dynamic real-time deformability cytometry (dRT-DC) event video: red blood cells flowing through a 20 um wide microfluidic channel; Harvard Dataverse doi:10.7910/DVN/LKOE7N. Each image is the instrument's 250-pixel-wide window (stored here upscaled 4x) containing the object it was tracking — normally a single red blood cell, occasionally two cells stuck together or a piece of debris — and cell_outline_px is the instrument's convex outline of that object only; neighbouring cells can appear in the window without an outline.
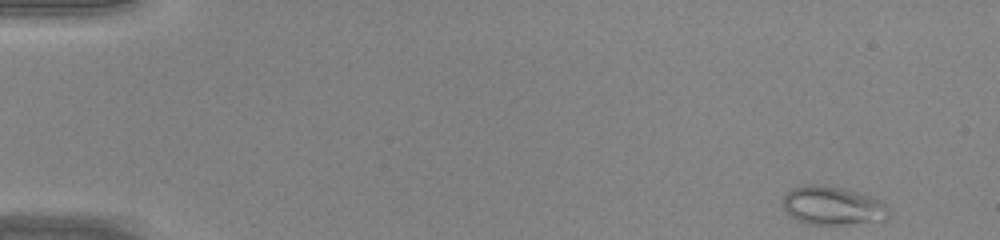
{"species": "common noctule bat (a hibernating species)", "species_latin": "Nyctalus noctula", "temperature_condition": "warm", "stored_images_in_passage": 43, "camera_frame_rate_fps": 3000, "um_per_image_px": 0.085, "animal": {"sex": "male", "body_mass_g": 20.0, "forearm_length_mm": 53.3}, "frame": {"image": 1, "passage_image": 1, "time_ms": 0.0, "image_size_px": [1000, 240], "cell_outline_px": [[888, 212], [884, 220], [844, 224], [808, 224], [796, 220], [788, 216], [784, 208], [784, 192], [792, 188], [804, 184], [812, 184], [840, 188], [856, 192], [880, 200], [888, 208]], "centroid_in_image_um": [70.7, 17.49], "position_along_channel_um": 14.3, "area_um2": 23.52}}
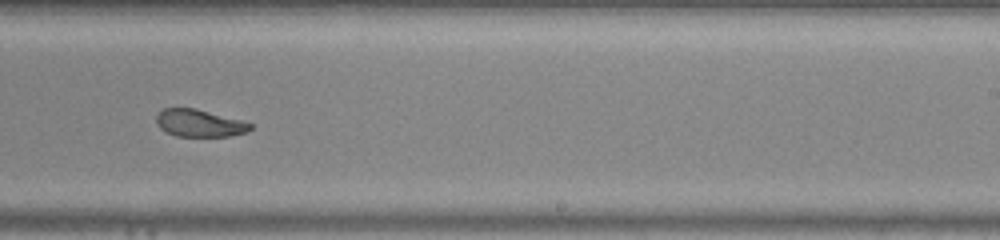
{"frame": {"image": 2, "passage_image": 27, "time_ms": 8.667, "image_size_px": [1000, 240], "cell_outline_px": [[252, 128], [248, 132], [228, 136], [176, 136], [160, 128], [156, 124], [156, 116], [164, 108], [196, 108], [244, 120], [252, 124]], "centroid_in_image_um": [16.99, 10.46], "position_along_channel_um": 272.0, "area_um2": 15.09}}
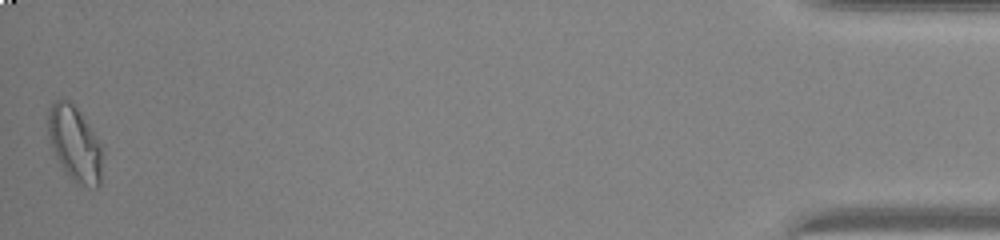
{"frame": {"image": 3, "passage_image": 43, "time_ms": 14.0, "image_size_px": [1000, 240], "cell_outline_px": [[104, 144], [100, 184], [96, 188], [76, 184], [68, 176], [56, 156], [52, 148], [48, 132], [48, 112], [52, 100], [68, 100], [80, 112]], "centroid_in_image_um": [6.4, 12.23], "position_along_channel_um": 428.8, "area_um2": 24.22}}